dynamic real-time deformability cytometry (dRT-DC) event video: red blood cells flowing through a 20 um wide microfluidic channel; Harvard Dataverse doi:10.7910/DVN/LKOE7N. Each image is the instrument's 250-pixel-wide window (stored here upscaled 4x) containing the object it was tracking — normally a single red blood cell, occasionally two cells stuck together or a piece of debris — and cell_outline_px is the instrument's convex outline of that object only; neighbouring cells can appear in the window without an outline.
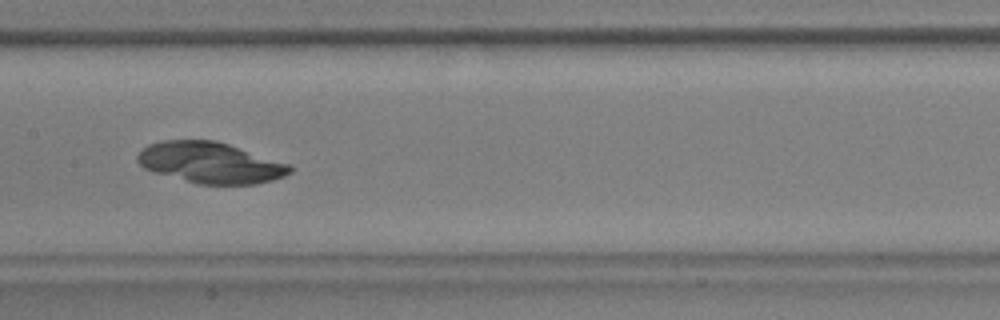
{"species": "common noctule bat (a hibernating species)", "species_latin": "Nyctalus noctula", "temperature_condition": "warm", "stored_images_in_passage": 44, "camera_frame_rate_fps": 3000, "um_per_image_px": 0.085, "animal": {"sex": "male", "body_mass_g": 17.9, "forearm_length_mm": 54.2}, "frame": {"image": 1, "passage_image": 17, "time_ms": 5.333, "image_size_px": [1000, 320], "cell_outline_px": [[292, 172], [284, 176], [272, 180], [256, 184], [200, 184], [152, 172], [144, 168], [136, 160], [136, 156], [148, 144], [164, 140], [216, 140], [292, 164]], "centroid_in_image_um": [17.9, 13.82], "position_along_channel_um": 189.5, "area_um2": 36.53}}
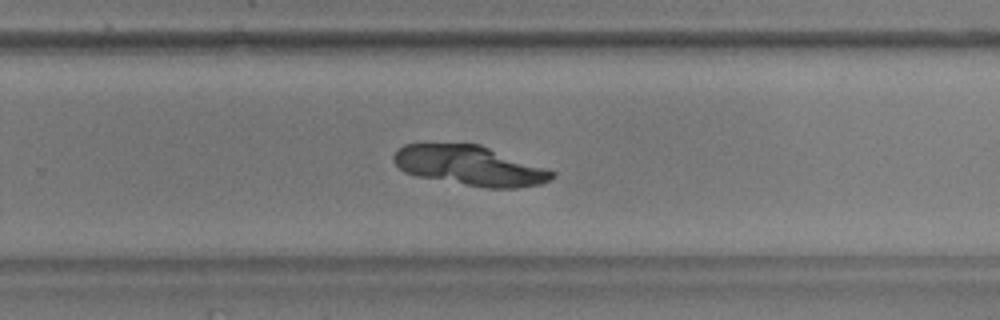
{"frame": {"image": 2, "passage_image": 25, "time_ms": 8.0, "image_size_px": [1000, 320], "cell_outline_px": [[556, 176], [540, 184], [516, 188], [484, 188], [416, 176], [404, 172], [392, 160], [392, 156], [404, 144], [480, 144], [556, 172]], "centroid_in_image_um": [39.93, 14.09], "position_along_channel_um": 289.9, "area_um2": 36.59}}
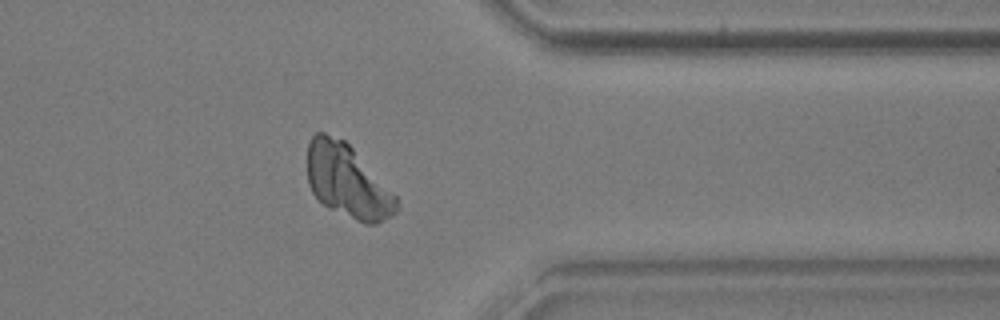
{"frame": {"image": 3, "passage_image": 33, "time_ms": 10.667, "image_size_px": [1000, 320], "cell_outline_px": [[400, 208], [392, 216], [376, 224], [364, 224], [328, 208], [312, 192], [308, 184], [308, 140], [316, 132], [324, 132], [344, 140], [352, 148], [396, 196]], "centroid_in_image_um": [29.53, 15.42], "position_along_channel_um": 381.9, "area_um2": 37.86}}